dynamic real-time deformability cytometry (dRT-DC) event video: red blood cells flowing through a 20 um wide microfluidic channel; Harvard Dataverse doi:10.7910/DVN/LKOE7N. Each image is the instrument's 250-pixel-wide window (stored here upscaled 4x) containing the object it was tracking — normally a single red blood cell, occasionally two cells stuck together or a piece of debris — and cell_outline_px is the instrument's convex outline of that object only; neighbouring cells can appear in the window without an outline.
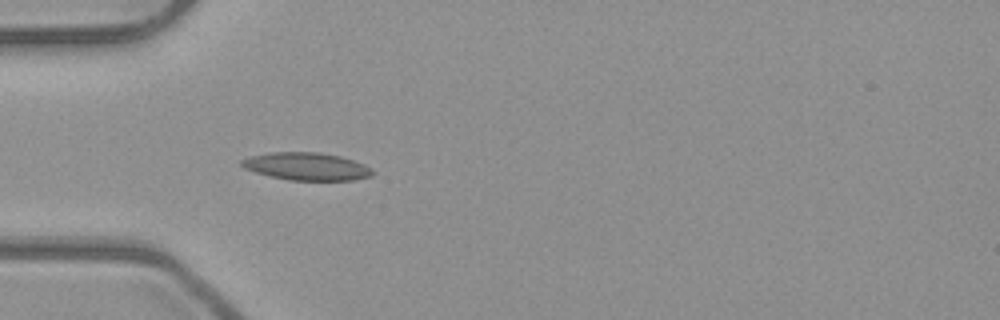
{"species": "common noctule bat (a hibernating species)", "species_latin": "Nyctalus noctula", "temperature_condition": "room temperature", "stored_images_in_passage": 1, "camera_frame_rate_fps": 3000, "um_per_image_px": 0.085, "animal": {"sex": "male", "body_mass_g": 23.1, "forearm_length_mm": 52.7}, "frame": {"image": 1, "passage_image": 1, "time_ms": 0.0, "image_size_px": [1000, 320], "cell_outline_px": [[376, 172], [372, 176], [352, 180], [288, 180], [256, 172], [244, 168], [240, 164], [240, 160], [252, 156], [272, 152], [320, 152], [340, 156], [364, 164], [372, 168]], "centroid_in_image_um": [26.1, 14.14], "position_along_channel_um": 58.9, "area_um2": 21.04}}